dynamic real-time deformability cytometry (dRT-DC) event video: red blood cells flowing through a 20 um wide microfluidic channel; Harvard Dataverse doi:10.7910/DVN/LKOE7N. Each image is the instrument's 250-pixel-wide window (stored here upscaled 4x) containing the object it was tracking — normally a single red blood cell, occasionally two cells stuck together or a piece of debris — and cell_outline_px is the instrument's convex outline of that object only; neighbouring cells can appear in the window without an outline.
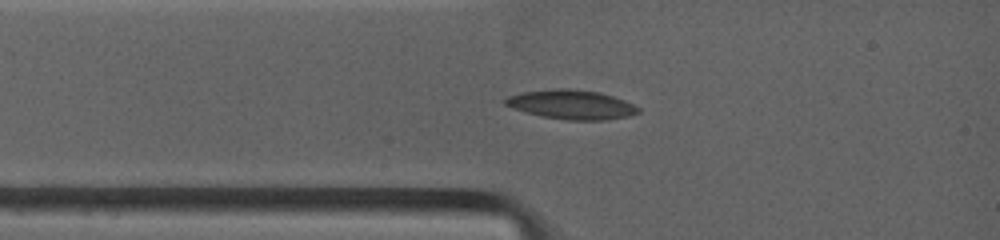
{"species": "common noctule bat (a hibernating species)", "species_latin": "Nyctalus noctula", "temperature_condition": "warm", "stored_images_in_passage": 7, "camera_frame_rate_fps": 4500, "um_per_image_px": 0.085, "animal": {"sex": "female", "body_mass_g": 19.0, "forearm_length_mm": 53.3}, "frame": {"image": 1, "passage_image": 2, "time_ms": 1.111, "image_size_px": [1000, 240], "cell_outline_px": [[640, 112], [628, 116], [604, 120], [568, 120], [544, 116], [528, 112], [504, 104], [504, 100], [508, 96], [524, 92], [564, 88], [568, 88], [600, 92], [624, 100], [640, 108]], "centroid_in_image_um": [48.63, 8.89], "position_along_channel_um": 36.4, "area_um2": 22.2}}
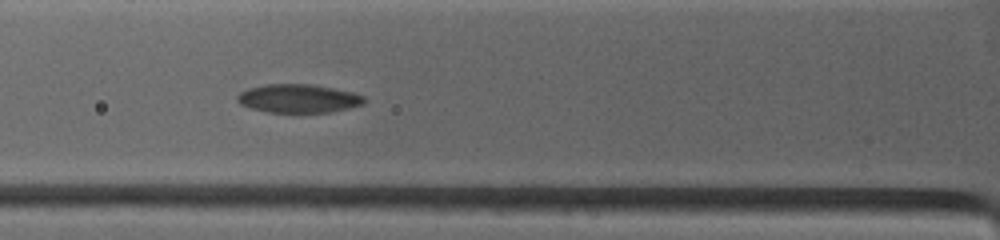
{"frame": {"image": 2, "passage_image": 4, "time_ms": 2.889, "image_size_px": [1000, 240], "cell_outline_px": [[364, 104], [332, 112], [268, 112], [252, 108], [240, 104], [236, 100], [236, 96], [240, 92], [248, 88], [268, 84], [308, 84], [332, 88], [352, 92], [364, 96]], "centroid_in_image_um": [25.34, 8.37], "position_along_channel_um": 100.5, "area_um2": 20.92}}
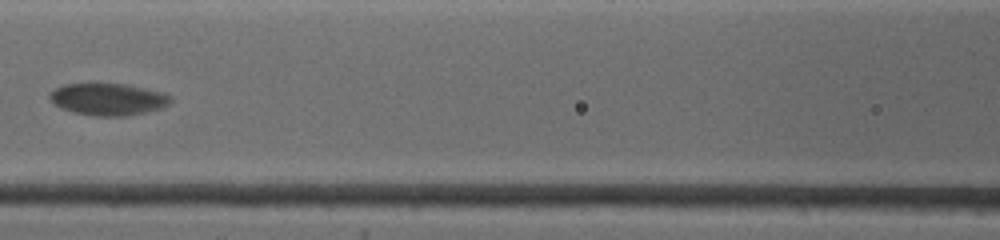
{"frame": {"image": 3, "passage_image": 6, "time_ms": 4.444, "image_size_px": [1000, 240], "cell_outline_px": [[168, 104], [144, 112], [128, 116], [96, 116], [72, 112], [56, 104], [48, 96], [56, 88], [64, 84], [120, 84], [140, 88], [156, 92], [168, 96]], "centroid_in_image_um": [9.09, 8.45], "position_along_channel_um": 157.5, "area_um2": 21.5}}